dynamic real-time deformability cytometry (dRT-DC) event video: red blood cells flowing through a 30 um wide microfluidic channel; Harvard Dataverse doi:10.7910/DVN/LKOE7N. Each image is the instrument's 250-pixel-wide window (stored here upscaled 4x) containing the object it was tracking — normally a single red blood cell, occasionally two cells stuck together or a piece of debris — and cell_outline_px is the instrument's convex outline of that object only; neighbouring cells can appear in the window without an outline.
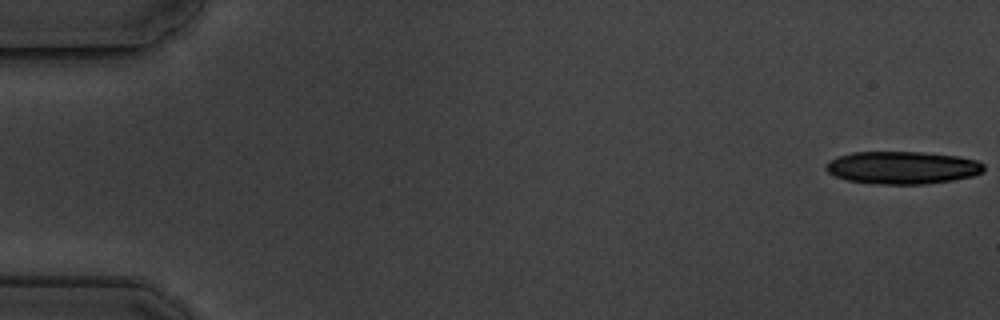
{"species": "common noctule bat (a hibernating species)", "species_latin": "Nyctalus noctula", "temperature_condition": "cold", "stored_images_in_passage": 5, "camera_frame_rate_fps": 3000, "um_per_image_px": 0.085, "animal": {"sex": "male", "body_mass_g": 19.5, "forearm_length_mm": 54.6}, "frame": {"image": 1, "passage_image": 1, "time_ms": 0.0, "image_size_px": [1000, 320], "cell_outline_px": [[984, 172], [972, 176], [952, 180], [924, 184], [872, 184], [848, 180], [836, 176], [828, 172], [824, 168], [824, 164], [828, 160], [852, 152], [920, 152], [960, 156], [976, 160], [984, 164]], "centroid_in_image_um": [76.69, 14.25], "position_along_channel_um": 8.3, "area_um2": 30.17}}